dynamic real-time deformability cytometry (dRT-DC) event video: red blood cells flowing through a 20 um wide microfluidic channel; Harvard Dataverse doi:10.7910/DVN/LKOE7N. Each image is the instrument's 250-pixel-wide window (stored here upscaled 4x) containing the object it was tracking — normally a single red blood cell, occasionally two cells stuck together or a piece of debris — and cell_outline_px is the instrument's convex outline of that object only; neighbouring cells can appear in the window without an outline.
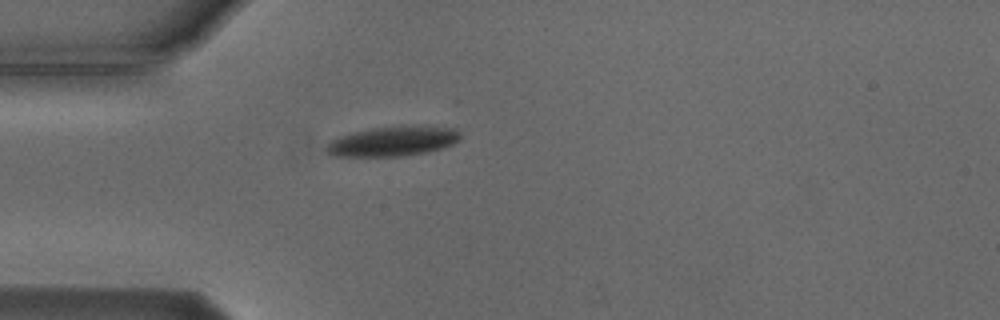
{"species": "Egyptian fruit bat (a non-hibernating species)", "species_latin": "Rousettus aegyptiacus", "temperature_condition": "cold", "stored_images_in_passage": 9, "camera_frame_rate_fps": 3000, "um_per_image_px": 0.085, "animal": {"sex": "male"}, "frame": {"image": 1, "passage_image": 1, "time_ms": 0.0, "image_size_px": [1000, 320], "cell_outline_px": [[460, 140], [444, 148], [428, 152], [404, 156], [332, 156], [324, 152], [324, 148], [332, 140], [340, 136], [352, 132], [372, 128], [400, 124], [424, 124], [456, 128], [460, 132]], "centroid_in_image_um": [33.45, 11.97], "position_along_channel_um": 51.5, "area_um2": 24.16}}
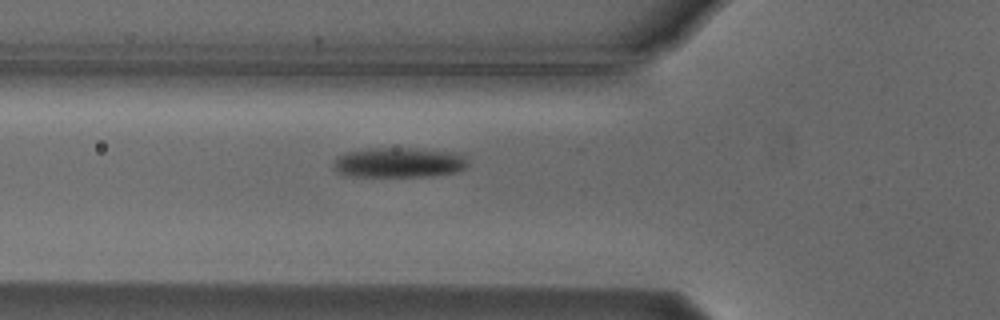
{"frame": {"image": 2, "passage_image": 5, "time_ms": 1.333, "image_size_px": [1000, 320], "cell_outline_px": [[468, 164], [464, 168], [456, 172], [432, 176], [352, 176], [336, 172], [332, 164], [336, 156], [348, 152], [372, 148], [412, 148], [452, 152], [464, 156], [468, 160]], "centroid_in_image_um": [33.89, 13.81], "position_along_channel_um": 91.9, "area_um2": 23.47}}
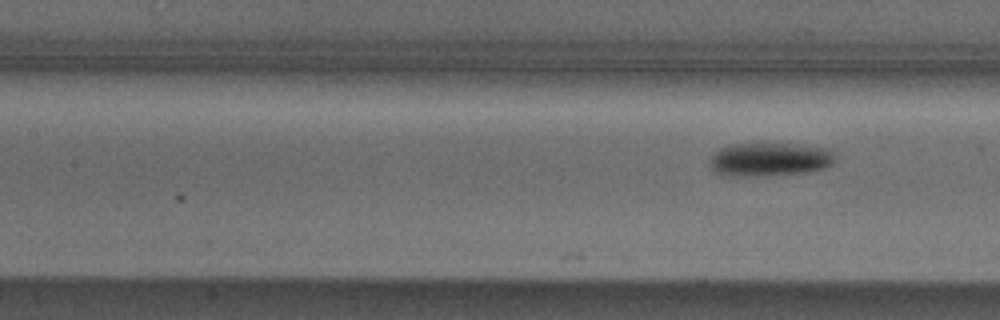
{"frame": {"image": 3, "passage_image": 9, "time_ms": 2.667, "image_size_px": [1000, 320], "cell_outline_px": [[836, 160], [832, 164], [824, 168], [808, 172], [756, 176], [732, 176], [716, 172], [708, 164], [712, 152], [720, 148], [732, 144], [792, 144], [828, 148], [836, 156]], "centroid_in_image_um": [65.41, 13.55], "position_along_channel_um": 142.0, "area_um2": 24.57}}